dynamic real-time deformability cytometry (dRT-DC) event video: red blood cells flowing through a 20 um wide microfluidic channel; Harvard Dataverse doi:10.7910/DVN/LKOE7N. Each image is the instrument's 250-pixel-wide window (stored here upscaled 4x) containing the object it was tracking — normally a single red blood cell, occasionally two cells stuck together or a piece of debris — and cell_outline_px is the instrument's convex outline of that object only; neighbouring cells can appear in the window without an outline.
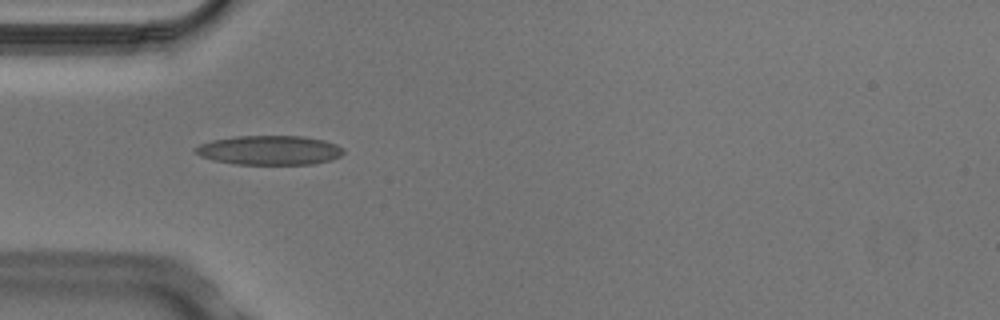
{"species": "Egyptian fruit bat (a non-hibernating species)", "species_latin": "Rousettus aegyptiacus", "temperature_condition": "cold", "stored_images_in_passage": 2, "camera_frame_rate_fps": 3000, "um_per_image_px": 0.085, "animal": {"sex": "male"}, "frame": {"image": 1, "passage_image": 1, "time_ms": 0.0, "image_size_px": [1000, 320], "cell_outline_px": [[344, 152], [340, 156], [332, 160], [312, 164], [236, 164], [212, 160], [200, 156], [192, 148], [200, 144], [212, 140], [236, 136], [304, 136], [324, 140], [336, 144], [344, 148]], "centroid_in_image_um": [22.91, 12.76], "position_along_channel_um": 62.1, "area_um2": 25.43}}